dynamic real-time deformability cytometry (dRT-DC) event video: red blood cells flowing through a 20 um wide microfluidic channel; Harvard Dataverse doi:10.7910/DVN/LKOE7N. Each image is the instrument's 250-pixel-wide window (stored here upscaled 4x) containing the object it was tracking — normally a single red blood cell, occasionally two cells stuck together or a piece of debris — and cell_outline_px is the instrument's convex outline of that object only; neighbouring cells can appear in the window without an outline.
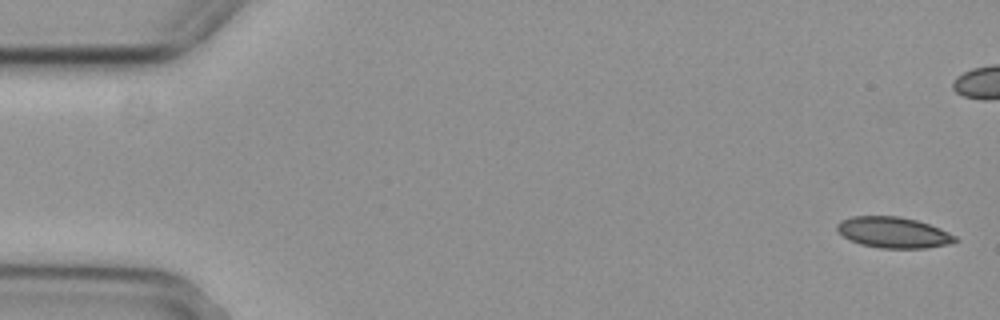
{"species": "common noctule bat (a hibernating species)", "species_latin": "Nyctalus noctula", "temperature_condition": "cold", "stored_images_in_passage": 3, "camera_frame_rate_fps": 3000, "um_per_image_px": 0.085, "animal": {"sex": "female", "body_mass_g": 29.2, "forearm_length_mm": 56.3}, "frame": {"image": 1, "passage_image": 1, "time_ms": 0.0, "image_size_px": [1000, 320], "cell_outline_px": [[960, 240], [948, 244], [928, 248], [880, 248], [860, 244], [844, 236], [836, 228], [836, 224], [840, 220], [852, 216], [900, 216], [916, 220], [940, 228], [956, 236]], "centroid_in_image_um": [75.95, 19.76], "position_along_channel_um": 9.0, "area_um2": 21.27}}